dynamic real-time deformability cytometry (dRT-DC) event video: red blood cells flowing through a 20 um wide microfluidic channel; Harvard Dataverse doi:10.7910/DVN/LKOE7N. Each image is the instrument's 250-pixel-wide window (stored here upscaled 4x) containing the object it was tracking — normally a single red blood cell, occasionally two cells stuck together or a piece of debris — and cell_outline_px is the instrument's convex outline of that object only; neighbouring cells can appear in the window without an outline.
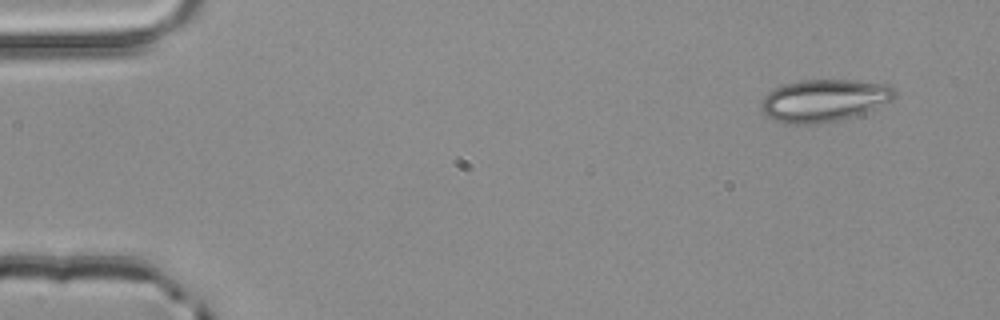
{"species": "common noctule bat (a hibernating species)", "species_latin": "Nyctalus noctula", "temperature_condition": "room temperature", "stored_images_in_passage": 3, "camera_frame_rate_fps": 3000, "um_per_image_px": 0.085, "animal": {"sex": "male", "body_mass_g": 20.4}, "frame": {"image": 1, "passage_image": 1, "time_ms": 0.0, "image_size_px": [1000, 320], "cell_outline_px": [[896, 96], [864, 112], [852, 116], [836, 120], [816, 124], [788, 124], [776, 120], [768, 116], [760, 108], [760, 104], [764, 96], [768, 92], [784, 84], [800, 80], [852, 80], [888, 84], [896, 92]], "centroid_in_image_um": [69.99, 8.53], "position_along_channel_um": 15.0, "area_um2": 32.43}}
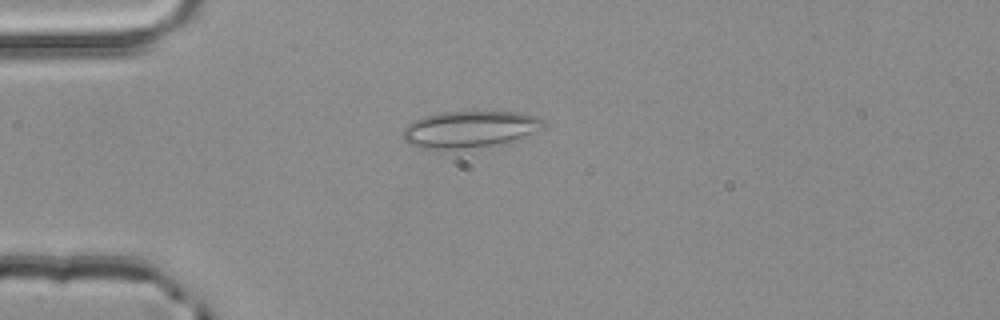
{"frame": {"image": 2, "passage_image": 3, "time_ms": 0.667, "image_size_px": [1000, 320], "cell_outline_px": [[544, 128], [520, 140], [492, 144], [460, 148], [420, 148], [404, 140], [404, 128], [408, 124], [424, 116], [444, 112], [516, 112], [536, 116], [544, 120]], "centroid_in_image_um": [39.99, 10.97], "position_along_channel_um": 45.0, "area_um2": 29.59}}